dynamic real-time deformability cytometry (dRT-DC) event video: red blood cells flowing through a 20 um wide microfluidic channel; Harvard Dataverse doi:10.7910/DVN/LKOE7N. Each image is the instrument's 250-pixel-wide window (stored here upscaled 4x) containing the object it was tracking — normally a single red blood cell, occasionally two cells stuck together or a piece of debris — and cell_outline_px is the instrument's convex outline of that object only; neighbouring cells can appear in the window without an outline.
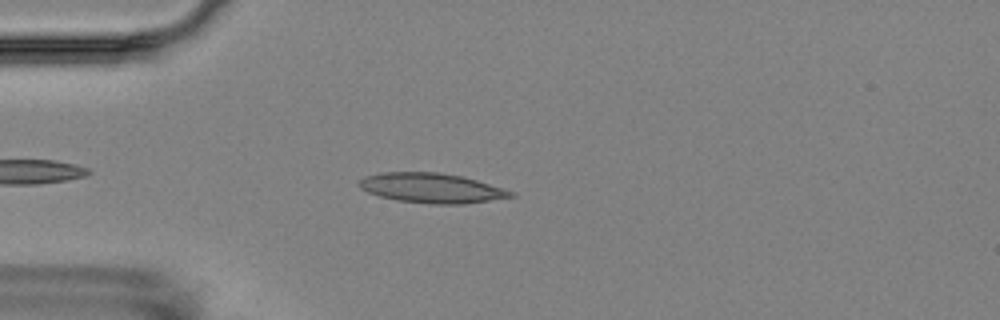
{"species": "Egyptian fruit bat (a non-hibernating species)", "species_latin": "Rousettus aegyptiacus", "temperature_condition": "room temperature", "stored_images_in_passage": 3, "camera_frame_rate_fps": 3000, "um_per_image_px": 0.085, "animal": {"sex": "female"}, "frame": {"image": 1, "passage_image": 3, "time_ms": 3.667, "image_size_px": [1000, 320], "cell_outline_px": [[516, 196], [464, 204], [432, 204], [396, 200], [380, 196], [368, 192], [360, 188], [356, 184], [364, 176], [380, 172], [436, 172], [464, 176], [516, 192]], "centroid_in_image_um": [36.68, 15.98], "position_along_channel_um": 48.3, "area_um2": 26.47}}